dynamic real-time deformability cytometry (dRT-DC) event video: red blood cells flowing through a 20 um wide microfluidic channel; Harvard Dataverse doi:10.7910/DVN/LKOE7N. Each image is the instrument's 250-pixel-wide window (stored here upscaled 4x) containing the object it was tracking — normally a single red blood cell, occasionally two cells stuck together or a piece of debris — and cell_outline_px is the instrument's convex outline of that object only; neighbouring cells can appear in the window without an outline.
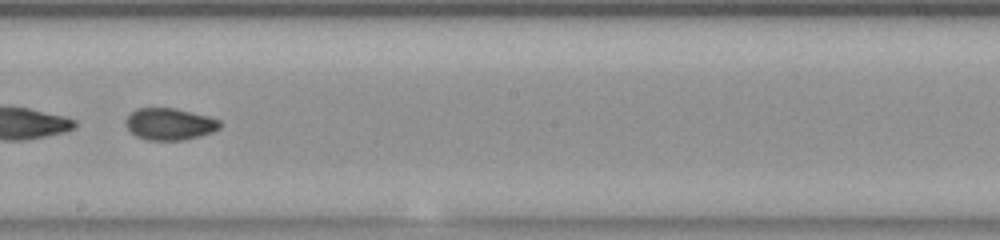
{"species": "common noctule bat (a hibernating species)", "species_latin": "Nyctalus noctula", "temperature_condition": "room temperature", "stored_images_in_passage": 46, "segment_of_instrument_passage": [2, 2], "camera_frame_rate_fps": 3000, "um_per_image_px": 0.085, "animal": {"sex": "female", "body_mass_g": 23.0, "forearm_length_mm": 53.4}, "frame": {"image": 1, "passage_image": 24, "time_ms": 7.667, "image_size_px": [1000, 240], "cell_outline_px": [[220, 128], [212, 132], [200, 136], [180, 140], [148, 140], [136, 136], [128, 128], [128, 116], [136, 108], [176, 108], [208, 116], [220, 120]], "centroid_in_image_um": [14.45, 10.54], "position_along_channel_um": 233.7, "area_um2": 17.22}}